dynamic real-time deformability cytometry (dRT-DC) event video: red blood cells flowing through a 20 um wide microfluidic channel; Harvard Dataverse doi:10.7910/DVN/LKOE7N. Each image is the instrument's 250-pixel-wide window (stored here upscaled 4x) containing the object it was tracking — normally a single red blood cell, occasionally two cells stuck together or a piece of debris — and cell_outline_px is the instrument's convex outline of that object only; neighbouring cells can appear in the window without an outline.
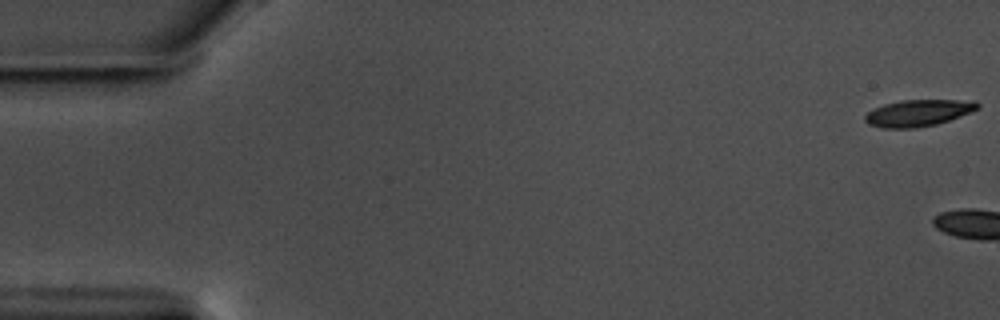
{"species": "common noctule bat (a hibernating species)", "species_latin": "Nyctalus noctula", "temperature_condition": "warm", "stored_images_in_passage": 5, "camera_frame_rate_fps": 3000, "um_per_image_px": 0.085, "animal": {"sex": "male", "body_mass_g": 17.5, "forearm_length_mm": 52.3}, "frame": {"image": 1, "passage_image": 1, "time_ms": 0.0, "image_size_px": [1000, 320], "cell_outline_px": [[980, 108], [948, 120], [936, 124], [916, 128], [880, 128], [868, 124], [864, 120], [864, 116], [872, 108], [884, 104], [900, 100], [976, 100], [980, 104]], "centroid_in_image_um": [78.02, 9.59], "position_along_channel_um": 7.0, "area_um2": 17.57}}